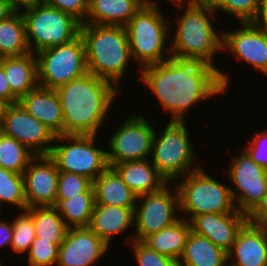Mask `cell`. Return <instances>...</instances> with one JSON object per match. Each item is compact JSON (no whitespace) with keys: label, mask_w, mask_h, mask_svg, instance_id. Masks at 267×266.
I'll return each mask as SVG.
<instances>
[{"label":"cell","mask_w":267,"mask_h":266,"mask_svg":"<svg viewBox=\"0 0 267 266\" xmlns=\"http://www.w3.org/2000/svg\"><path fill=\"white\" fill-rule=\"evenodd\" d=\"M140 79L159 100L171 121H185L188 110L201 101L224 95L229 75L217 67L196 60L170 57L138 70Z\"/></svg>","instance_id":"cell-1"},{"label":"cell","mask_w":267,"mask_h":266,"mask_svg":"<svg viewBox=\"0 0 267 266\" xmlns=\"http://www.w3.org/2000/svg\"><path fill=\"white\" fill-rule=\"evenodd\" d=\"M55 91L63 112V135H97L120 89L87 72Z\"/></svg>","instance_id":"cell-2"},{"label":"cell","mask_w":267,"mask_h":266,"mask_svg":"<svg viewBox=\"0 0 267 266\" xmlns=\"http://www.w3.org/2000/svg\"><path fill=\"white\" fill-rule=\"evenodd\" d=\"M187 7L176 18V30L168 48L173 58L196 60L210 64L216 53L222 52L223 34L213 27L217 14L205 1H187ZM214 64V65H213Z\"/></svg>","instance_id":"cell-3"},{"label":"cell","mask_w":267,"mask_h":266,"mask_svg":"<svg viewBox=\"0 0 267 266\" xmlns=\"http://www.w3.org/2000/svg\"><path fill=\"white\" fill-rule=\"evenodd\" d=\"M80 36L85 44L87 71L118 89L133 60L125 26L83 23Z\"/></svg>","instance_id":"cell-4"},{"label":"cell","mask_w":267,"mask_h":266,"mask_svg":"<svg viewBox=\"0 0 267 266\" xmlns=\"http://www.w3.org/2000/svg\"><path fill=\"white\" fill-rule=\"evenodd\" d=\"M159 5L143 4L125 25L131 56L134 59L132 62L135 61L140 66V68L137 66L138 69L161 63L172 57L170 48H167V51L165 49L168 46L167 39L170 37L168 32L170 24L165 20Z\"/></svg>","instance_id":"cell-5"},{"label":"cell","mask_w":267,"mask_h":266,"mask_svg":"<svg viewBox=\"0 0 267 266\" xmlns=\"http://www.w3.org/2000/svg\"><path fill=\"white\" fill-rule=\"evenodd\" d=\"M179 195V212L193 217L208 213H241L234 204L231 187L211 177L204 168L192 171L173 183Z\"/></svg>","instance_id":"cell-6"},{"label":"cell","mask_w":267,"mask_h":266,"mask_svg":"<svg viewBox=\"0 0 267 266\" xmlns=\"http://www.w3.org/2000/svg\"><path fill=\"white\" fill-rule=\"evenodd\" d=\"M191 142L185 121L170 120L162 132L155 131L149 159L168 183L200 168Z\"/></svg>","instance_id":"cell-7"},{"label":"cell","mask_w":267,"mask_h":266,"mask_svg":"<svg viewBox=\"0 0 267 266\" xmlns=\"http://www.w3.org/2000/svg\"><path fill=\"white\" fill-rule=\"evenodd\" d=\"M31 53L67 44L80 35L81 23L72 15L45 3L21 11Z\"/></svg>","instance_id":"cell-8"},{"label":"cell","mask_w":267,"mask_h":266,"mask_svg":"<svg viewBox=\"0 0 267 266\" xmlns=\"http://www.w3.org/2000/svg\"><path fill=\"white\" fill-rule=\"evenodd\" d=\"M96 136L57 135L48 156L59 171L76 173L93 182L109 167L107 151L95 146Z\"/></svg>","instance_id":"cell-9"},{"label":"cell","mask_w":267,"mask_h":266,"mask_svg":"<svg viewBox=\"0 0 267 266\" xmlns=\"http://www.w3.org/2000/svg\"><path fill=\"white\" fill-rule=\"evenodd\" d=\"M35 56L38 86L43 88L56 89L88 72L85 44L80 35L67 44L41 50Z\"/></svg>","instance_id":"cell-10"},{"label":"cell","mask_w":267,"mask_h":266,"mask_svg":"<svg viewBox=\"0 0 267 266\" xmlns=\"http://www.w3.org/2000/svg\"><path fill=\"white\" fill-rule=\"evenodd\" d=\"M170 183L161 190L137 197L134 209V227L132 237L127 241H142L149 235L172 225L180 218L179 195L176 186ZM138 204V205H137Z\"/></svg>","instance_id":"cell-11"},{"label":"cell","mask_w":267,"mask_h":266,"mask_svg":"<svg viewBox=\"0 0 267 266\" xmlns=\"http://www.w3.org/2000/svg\"><path fill=\"white\" fill-rule=\"evenodd\" d=\"M111 135L107 162L110 167L127 161L145 160L151 157L156 129L144 115L131 114L121 122Z\"/></svg>","instance_id":"cell-12"},{"label":"cell","mask_w":267,"mask_h":266,"mask_svg":"<svg viewBox=\"0 0 267 266\" xmlns=\"http://www.w3.org/2000/svg\"><path fill=\"white\" fill-rule=\"evenodd\" d=\"M242 151L231 159L227 179L235 186L231 195L236 209L248 216L267 192V170L252 160L244 149Z\"/></svg>","instance_id":"cell-13"},{"label":"cell","mask_w":267,"mask_h":266,"mask_svg":"<svg viewBox=\"0 0 267 266\" xmlns=\"http://www.w3.org/2000/svg\"><path fill=\"white\" fill-rule=\"evenodd\" d=\"M0 132L25 145L35 155H49L56 135L19 104H9L5 110Z\"/></svg>","instance_id":"cell-14"},{"label":"cell","mask_w":267,"mask_h":266,"mask_svg":"<svg viewBox=\"0 0 267 266\" xmlns=\"http://www.w3.org/2000/svg\"><path fill=\"white\" fill-rule=\"evenodd\" d=\"M240 29L222 30V50L250 64L267 76V30L253 22H240Z\"/></svg>","instance_id":"cell-15"},{"label":"cell","mask_w":267,"mask_h":266,"mask_svg":"<svg viewBox=\"0 0 267 266\" xmlns=\"http://www.w3.org/2000/svg\"><path fill=\"white\" fill-rule=\"evenodd\" d=\"M59 170L48 155H36L23 174L27 208L53 206Z\"/></svg>","instance_id":"cell-16"},{"label":"cell","mask_w":267,"mask_h":266,"mask_svg":"<svg viewBox=\"0 0 267 266\" xmlns=\"http://www.w3.org/2000/svg\"><path fill=\"white\" fill-rule=\"evenodd\" d=\"M108 249L109 246L89 227L70 228L59 246L56 266H92Z\"/></svg>","instance_id":"cell-17"},{"label":"cell","mask_w":267,"mask_h":266,"mask_svg":"<svg viewBox=\"0 0 267 266\" xmlns=\"http://www.w3.org/2000/svg\"><path fill=\"white\" fill-rule=\"evenodd\" d=\"M247 221V215L244 213H208L197 215L189 222L193 232L206 237L228 253L239 230Z\"/></svg>","instance_id":"cell-18"},{"label":"cell","mask_w":267,"mask_h":266,"mask_svg":"<svg viewBox=\"0 0 267 266\" xmlns=\"http://www.w3.org/2000/svg\"><path fill=\"white\" fill-rule=\"evenodd\" d=\"M227 256L228 266H267V229L247 221Z\"/></svg>","instance_id":"cell-19"},{"label":"cell","mask_w":267,"mask_h":266,"mask_svg":"<svg viewBox=\"0 0 267 266\" xmlns=\"http://www.w3.org/2000/svg\"><path fill=\"white\" fill-rule=\"evenodd\" d=\"M18 103L28 114L45 124L56 136L63 135V112L55 89L37 86L22 96Z\"/></svg>","instance_id":"cell-20"},{"label":"cell","mask_w":267,"mask_h":266,"mask_svg":"<svg viewBox=\"0 0 267 266\" xmlns=\"http://www.w3.org/2000/svg\"><path fill=\"white\" fill-rule=\"evenodd\" d=\"M143 4H158L157 0H89L84 23L125 26Z\"/></svg>","instance_id":"cell-21"},{"label":"cell","mask_w":267,"mask_h":266,"mask_svg":"<svg viewBox=\"0 0 267 266\" xmlns=\"http://www.w3.org/2000/svg\"><path fill=\"white\" fill-rule=\"evenodd\" d=\"M134 209L95 204L89 228L108 246L116 234L128 232L134 226Z\"/></svg>","instance_id":"cell-22"},{"label":"cell","mask_w":267,"mask_h":266,"mask_svg":"<svg viewBox=\"0 0 267 266\" xmlns=\"http://www.w3.org/2000/svg\"><path fill=\"white\" fill-rule=\"evenodd\" d=\"M151 163V159L127 161L115 164L113 168L120 175L123 182L137 196H141L157 192L168 184L166 179Z\"/></svg>","instance_id":"cell-23"},{"label":"cell","mask_w":267,"mask_h":266,"mask_svg":"<svg viewBox=\"0 0 267 266\" xmlns=\"http://www.w3.org/2000/svg\"><path fill=\"white\" fill-rule=\"evenodd\" d=\"M95 204L135 208L137 195L123 182L113 167H108L93 181Z\"/></svg>","instance_id":"cell-24"},{"label":"cell","mask_w":267,"mask_h":266,"mask_svg":"<svg viewBox=\"0 0 267 266\" xmlns=\"http://www.w3.org/2000/svg\"><path fill=\"white\" fill-rule=\"evenodd\" d=\"M182 216L172 225L149 235L141 242L149 249L178 262L191 232L190 222Z\"/></svg>","instance_id":"cell-25"},{"label":"cell","mask_w":267,"mask_h":266,"mask_svg":"<svg viewBox=\"0 0 267 266\" xmlns=\"http://www.w3.org/2000/svg\"><path fill=\"white\" fill-rule=\"evenodd\" d=\"M0 66L4 69L11 92L20 99L38 86L37 59L29 53L18 57H3Z\"/></svg>","instance_id":"cell-26"},{"label":"cell","mask_w":267,"mask_h":266,"mask_svg":"<svg viewBox=\"0 0 267 266\" xmlns=\"http://www.w3.org/2000/svg\"><path fill=\"white\" fill-rule=\"evenodd\" d=\"M178 266H228L227 253L191 230Z\"/></svg>","instance_id":"cell-27"},{"label":"cell","mask_w":267,"mask_h":266,"mask_svg":"<svg viewBox=\"0 0 267 266\" xmlns=\"http://www.w3.org/2000/svg\"><path fill=\"white\" fill-rule=\"evenodd\" d=\"M95 206V193L93 185L82 194L70 199L56 198L52 206L63 218L67 227H89Z\"/></svg>","instance_id":"cell-28"},{"label":"cell","mask_w":267,"mask_h":266,"mask_svg":"<svg viewBox=\"0 0 267 266\" xmlns=\"http://www.w3.org/2000/svg\"><path fill=\"white\" fill-rule=\"evenodd\" d=\"M25 211L33 219L35 236L59 247L69 229L61 215L52 206L27 208Z\"/></svg>","instance_id":"cell-29"},{"label":"cell","mask_w":267,"mask_h":266,"mask_svg":"<svg viewBox=\"0 0 267 266\" xmlns=\"http://www.w3.org/2000/svg\"><path fill=\"white\" fill-rule=\"evenodd\" d=\"M31 53L26 40L25 22L20 12L0 22V56L18 57Z\"/></svg>","instance_id":"cell-30"},{"label":"cell","mask_w":267,"mask_h":266,"mask_svg":"<svg viewBox=\"0 0 267 266\" xmlns=\"http://www.w3.org/2000/svg\"><path fill=\"white\" fill-rule=\"evenodd\" d=\"M35 156L25 145L0 132V167L23 175Z\"/></svg>","instance_id":"cell-31"},{"label":"cell","mask_w":267,"mask_h":266,"mask_svg":"<svg viewBox=\"0 0 267 266\" xmlns=\"http://www.w3.org/2000/svg\"><path fill=\"white\" fill-rule=\"evenodd\" d=\"M4 204L16 206L20 211L27 209L23 175L0 167V209Z\"/></svg>","instance_id":"cell-32"},{"label":"cell","mask_w":267,"mask_h":266,"mask_svg":"<svg viewBox=\"0 0 267 266\" xmlns=\"http://www.w3.org/2000/svg\"><path fill=\"white\" fill-rule=\"evenodd\" d=\"M216 13L222 11L239 22H253L259 10L260 0H205Z\"/></svg>","instance_id":"cell-33"},{"label":"cell","mask_w":267,"mask_h":266,"mask_svg":"<svg viewBox=\"0 0 267 266\" xmlns=\"http://www.w3.org/2000/svg\"><path fill=\"white\" fill-rule=\"evenodd\" d=\"M13 236L10 245L11 251L16 254L28 253L35 239V231L32 217L22 211L13 221Z\"/></svg>","instance_id":"cell-34"},{"label":"cell","mask_w":267,"mask_h":266,"mask_svg":"<svg viewBox=\"0 0 267 266\" xmlns=\"http://www.w3.org/2000/svg\"><path fill=\"white\" fill-rule=\"evenodd\" d=\"M93 182L85 176L59 171L56 198L70 199L85 193Z\"/></svg>","instance_id":"cell-35"},{"label":"cell","mask_w":267,"mask_h":266,"mask_svg":"<svg viewBox=\"0 0 267 266\" xmlns=\"http://www.w3.org/2000/svg\"><path fill=\"white\" fill-rule=\"evenodd\" d=\"M59 247L49 241L35 237L27 256L29 266H53L58 261Z\"/></svg>","instance_id":"cell-36"},{"label":"cell","mask_w":267,"mask_h":266,"mask_svg":"<svg viewBox=\"0 0 267 266\" xmlns=\"http://www.w3.org/2000/svg\"><path fill=\"white\" fill-rule=\"evenodd\" d=\"M131 244L138 266H178L177 261L149 249L141 241L134 240Z\"/></svg>","instance_id":"cell-37"},{"label":"cell","mask_w":267,"mask_h":266,"mask_svg":"<svg viewBox=\"0 0 267 266\" xmlns=\"http://www.w3.org/2000/svg\"><path fill=\"white\" fill-rule=\"evenodd\" d=\"M43 3L72 15L81 24L86 21L89 0H43Z\"/></svg>","instance_id":"cell-38"},{"label":"cell","mask_w":267,"mask_h":266,"mask_svg":"<svg viewBox=\"0 0 267 266\" xmlns=\"http://www.w3.org/2000/svg\"><path fill=\"white\" fill-rule=\"evenodd\" d=\"M244 150L252 160L267 170V130L256 132Z\"/></svg>","instance_id":"cell-39"},{"label":"cell","mask_w":267,"mask_h":266,"mask_svg":"<svg viewBox=\"0 0 267 266\" xmlns=\"http://www.w3.org/2000/svg\"><path fill=\"white\" fill-rule=\"evenodd\" d=\"M247 219L252 225L267 229V192Z\"/></svg>","instance_id":"cell-40"},{"label":"cell","mask_w":267,"mask_h":266,"mask_svg":"<svg viewBox=\"0 0 267 266\" xmlns=\"http://www.w3.org/2000/svg\"><path fill=\"white\" fill-rule=\"evenodd\" d=\"M0 98L8 104L18 103V98L11 92L4 69L0 66Z\"/></svg>","instance_id":"cell-41"},{"label":"cell","mask_w":267,"mask_h":266,"mask_svg":"<svg viewBox=\"0 0 267 266\" xmlns=\"http://www.w3.org/2000/svg\"><path fill=\"white\" fill-rule=\"evenodd\" d=\"M13 236L12 222L2 220L0 221V247H10Z\"/></svg>","instance_id":"cell-42"},{"label":"cell","mask_w":267,"mask_h":266,"mask_svg":"<svg viewBox=\"0 0 267 266\" xmlns=\"http://www.w3.org/2000/svg\"><path fill=\"white\" fill-rule=\"evenodd\" d=\"M253 23L267 30V0H260L259 10Z\"/></svg>","instance_id":"cell-43"},{"label":"cell","mask_w":267,"mask_h":266,"mask_svg":"<svg viewBox=\"0 0 267 266\" xmlns=\"http://www.w3.org/2000/svg\"><path fill=\"white\" fill-rule=\"evenodd\" d=\"M15 11L20 12L38 4L43 3V0H9ZM21 9V10H20Z\"/></svg>","instance_id":"cell-44"},{"label":"cell","mask_w":267,"mask_h":266,"mask_svg":"<svg viewBox=\"0 0 267 266\" xmlns=\"http://www.w3.org/2000/svg\"><path fill=\"white\" fill-rule=\"evenodd\" d=\"M15 12L9 0H0V22L8 19Z\"/></svg>","instance_id":"cell-45"},{"label":"cell","mask_w":267,"mask_h":266,"mask_svg":"<svg viewBox=\"0 0 267 266\" xmlns=\"http://www.w3.org/2000/svg\"><path fill=\"white\" fill-rule=\"evenodd\" d=\"M8 105L9 104L5 100L0 98V124L2 122L3 116L5 114V110H6Z\"/></svg>","instance_id":"cell-46"},{"label":"cell","mask_w":267,"mask_h":266,"mask_svg":"<svg viewBox=\"0 0 267 266\" xmlns=\"http://www.w3.org/2000/svg\"><path fill=\"white\" fill-rule=\"evenodd\" d=\"M187 1H203V0H172V4H174V6L176 5L177 7L179 6V8H176V10L178 9H183L184 5Z\"/></svg>","instance_id":"cell-47"}]
</instances>
